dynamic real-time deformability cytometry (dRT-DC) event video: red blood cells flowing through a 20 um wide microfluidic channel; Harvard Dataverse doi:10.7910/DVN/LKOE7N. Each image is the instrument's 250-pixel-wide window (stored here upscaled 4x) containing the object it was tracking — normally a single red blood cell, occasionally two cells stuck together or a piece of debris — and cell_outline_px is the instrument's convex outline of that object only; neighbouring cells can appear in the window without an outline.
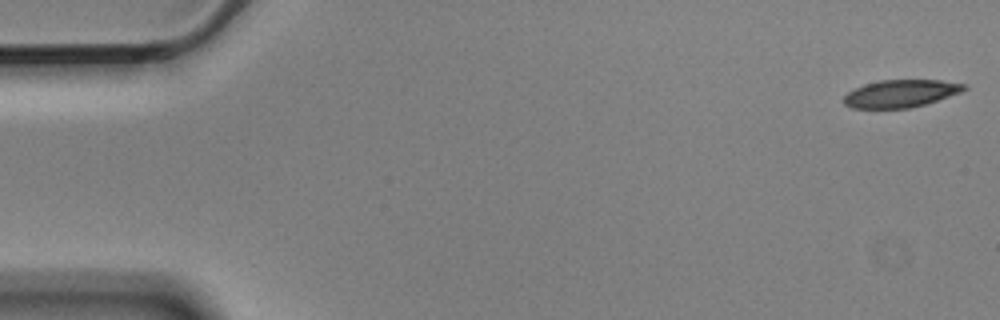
{"species": "Egyptian fruit bat (a non-hibernating species)", "species_latin": "Rousettus aegyptiacus", "temperature_condition": "cold", "stored_images_in_passage": 4, "camera_frame_rate_fps": 3000, "um_per_image_px": 0.085, "animal": {"sex": "male"}, "frame": {"image": 1, "passage_image": 1, "time_ms": 0.0, "image_size_px": [1000, 320], "cell_outline_px": [[968, 88], [960, 92], [924, 104], [908, 108], [852, 108], [844, 104], [844, 96], [848, 92], [864, 84], [880, 80], [940, 80], [968, 84]], "centroid_in_image_um": [76.56, 7.94], "position_along_channel_um": 8.4, "area_um2": 19.13}}